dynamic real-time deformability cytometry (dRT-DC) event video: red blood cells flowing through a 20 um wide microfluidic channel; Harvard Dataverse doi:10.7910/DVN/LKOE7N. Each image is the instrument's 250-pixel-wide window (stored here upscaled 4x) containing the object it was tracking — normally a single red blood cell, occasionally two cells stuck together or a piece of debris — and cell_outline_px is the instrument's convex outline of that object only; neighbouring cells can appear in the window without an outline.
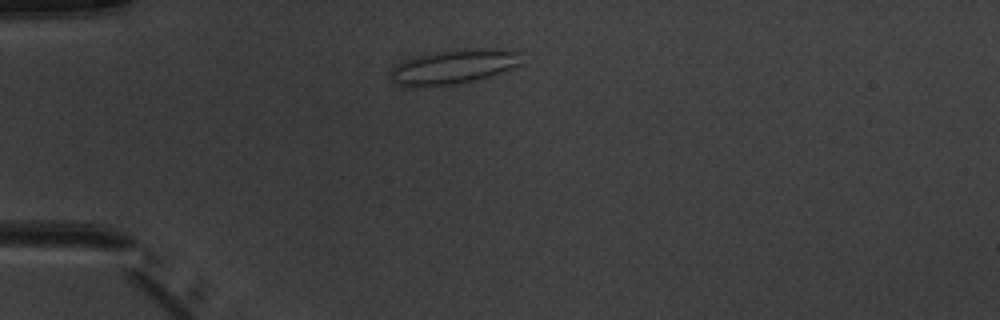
{"species": "common noctule bat (a hibernating species)", "species_latin": "Nyctalus noctula", "temperature_condition": "warm", "stored_images_in_passage": 3, "camera_frame_rate_fps": 3000, "um_per_image_px": 0.085, "animal": {"sex": "male", "body_mass_g": 20.1, "forearm_length_mm": 53.5}, "frame": {"image": 1, "passage_image": 2, "time_ms": 1.333, "image_size_px": [1000, 320], "cell_outline_px": [[524, 64], [492, 76], [456, 84], [400, 84], [392, 80], [392, 68], [416, 56], [456, 48], [496, 48], [524, 52]], "centroid_in_image_um": [38.8, 5.6], "position_along_channel_um": 46.2, "area_um2": 25.95}}